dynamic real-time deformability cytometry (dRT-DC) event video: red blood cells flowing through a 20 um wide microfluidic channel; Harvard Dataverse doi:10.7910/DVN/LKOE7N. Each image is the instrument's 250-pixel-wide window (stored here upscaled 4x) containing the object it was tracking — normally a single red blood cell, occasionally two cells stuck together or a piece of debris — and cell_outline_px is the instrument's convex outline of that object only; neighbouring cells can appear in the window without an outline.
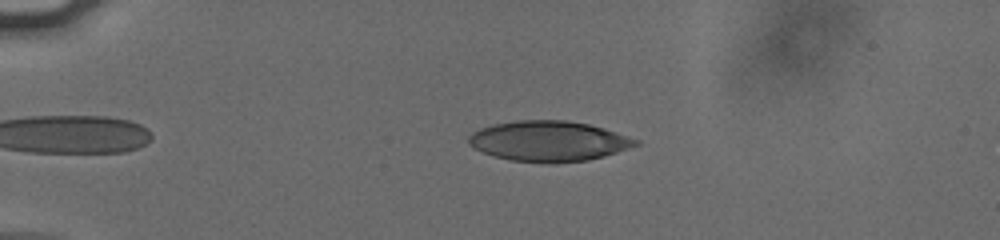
{"species": "human", "species_latin": "Homo sapiens", "temperature_condition": "cold", "stored_images_in_passage": 8, "camera_frame_rate_fps": 3000, "um_per_image_px": 0.085, "donor": {"sex": "male"}, "frame": {"image": 1, "passage_image": 3, "time_ms": 0.667, "image_size_px": [1000, 240], "cell_outline_px": [[640, 144], [604, 156], [588, 160], [512, 160], [496, 156], [484, 152], [468, 144], [468, 136], [472, 132], [480, 128], [492, 124], [516, 120], [568, 120], [588, 124], [640, 140]], "centroid_in_image_um": [46.62, 11.94], "position_along_channel_um": 38.4, "area_um2": 38.09}}